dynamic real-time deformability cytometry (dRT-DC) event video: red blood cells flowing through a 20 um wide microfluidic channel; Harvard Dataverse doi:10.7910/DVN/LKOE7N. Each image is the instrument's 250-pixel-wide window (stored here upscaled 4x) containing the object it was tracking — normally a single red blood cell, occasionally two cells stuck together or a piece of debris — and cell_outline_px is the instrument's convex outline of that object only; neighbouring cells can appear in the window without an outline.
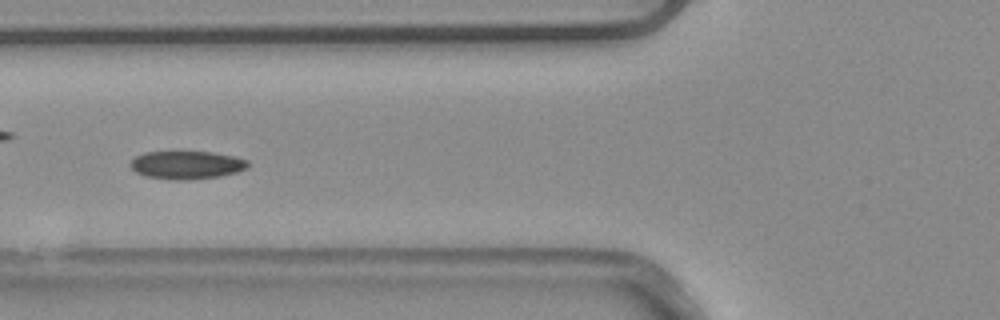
{"species": "common noctule bat (a hibernating species)", "species_latin": "Nyctalus noctula", "temperature_condition": "warm", "stored_images_in_passage": 7, "camera_frame_rate_fps": 3000, "um_per_image_px": 0.085, "animal": {"sex": "male", "body_mass_g": 20.4}, "frame": {"image": 1, "passage_image": 4, "time_ms": 1.0, "image_size_px": [1000, 320], "cell_outline_px": [[248, 168], [236, 172], [220, 176], [188, 180], [172, 180], [144, 176], [136, 172], [128, 164], [136, 156], [144, 152], [212, 152], [236, 156], [248, 160]], "centroid_in_image_um": [15.87, 14.02], "position_along_channel_um": 109.9, "area_um2": 19.36}}